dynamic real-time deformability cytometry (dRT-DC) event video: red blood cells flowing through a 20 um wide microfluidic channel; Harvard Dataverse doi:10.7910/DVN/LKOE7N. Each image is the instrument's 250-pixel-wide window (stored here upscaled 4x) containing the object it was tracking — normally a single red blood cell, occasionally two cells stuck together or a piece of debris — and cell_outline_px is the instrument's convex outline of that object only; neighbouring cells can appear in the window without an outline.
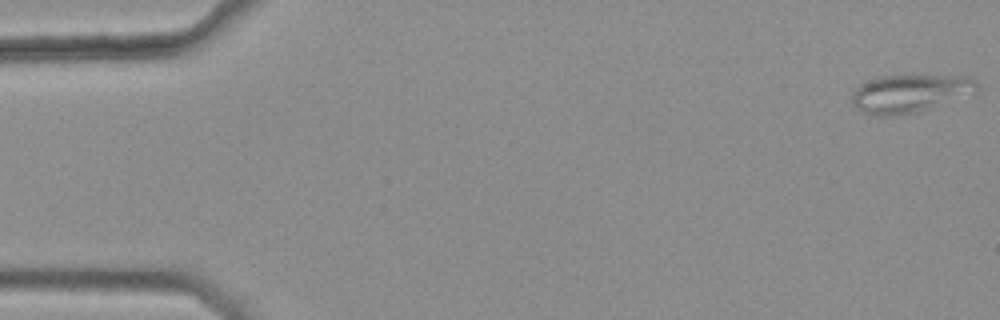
{"species": "common noctule bat (a hibernating species)", "species_latin": "Nyctalus noctula", "temperature_condition": "warm", "stored_images_in_passage": 47, "camera_frame_rate_fps": 3000, "um_per_image_px": 0.085, "animal": {"sex": "female", "body_mass_g": 25.1}, "frame": {"image": 1, "passage_image": 1, "time_ms": 0.0, "image_size_px": [1000, 320], "cell_outline_px": [[980, 88], [976, 92], [916, 112], [896, 116], [876, 116], [864, 112], [856, 108], [852, 104], [852, 92], [860, 84], [876, 76], [972, 76], [980, 84]], "centroid_in_image_um": [77.33, 7.93], "position_along_channel_um": 7.7, "area_um2": 27.69}}
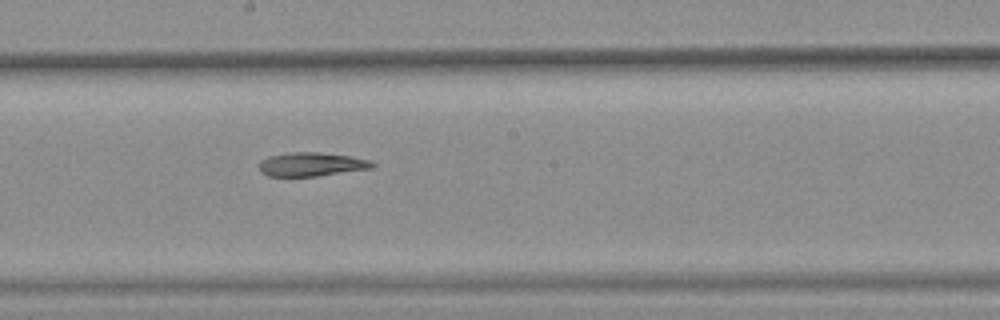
{"frame": {"image": 2, "passage_image": 29, "time_ms": 9.333, "image_size_px": [1000, 320], "cell_outline_px": [[376, 164], [372, 168], [316, 176], [268, 176], [260, 172], [260, 160], [268, 156], [288, 152], [320, 152], [352, 156], [372, 160]], "centroid_in_image_um": [26.48, 13.95], "position_along_channel_um": 221.7, "area_um2": 15.84}}
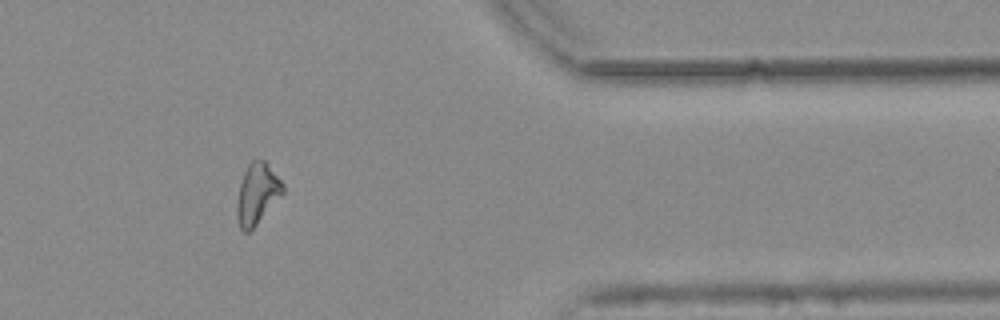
{"frame": {"image": 3, "passage_image": 44, "time_ms": 14.333, "image_size_px": [1000, 320], "cell_outline_px": [[284, 192], [256, 224], [248, 232], [244, 232], [240, 228], [236, 216], [236, 204], [240, 184], [244, 172], [248, 164], [256, 156], [264, 160], [268, 164], [284, 184]], "centroid_in_image_um": [21.84, 16.43], "position_along_channel_um": 389.6, "area_um2": 16.24}, "authors_computed_cell_mechanics": {"area_um2": 16.6464, "velocity_mm_per_s": 3.7947, "shape_relaxation_time_tau1_ms": null, "shape_relaxation_time_tau2_ms": 8.4366, "deformation_change_tau1": null, "deformation_change_tau2": 0.1889}}